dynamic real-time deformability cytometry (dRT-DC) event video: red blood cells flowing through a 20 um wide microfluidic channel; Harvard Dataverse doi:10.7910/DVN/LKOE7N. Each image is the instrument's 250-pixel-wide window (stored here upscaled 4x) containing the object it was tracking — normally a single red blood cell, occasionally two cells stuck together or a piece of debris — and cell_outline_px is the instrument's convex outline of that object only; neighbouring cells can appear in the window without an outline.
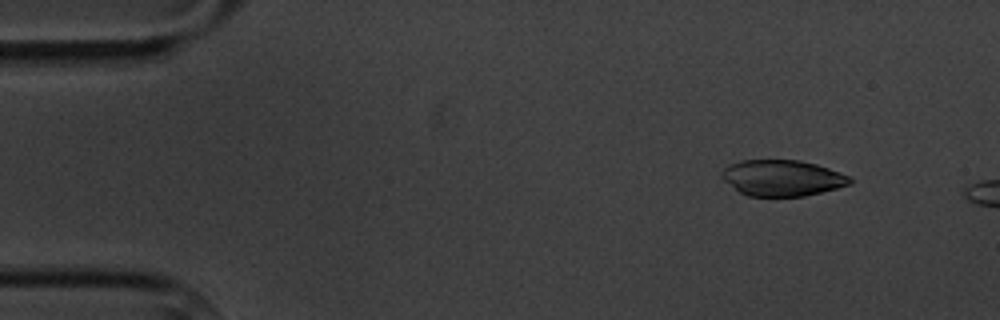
{"species": "common noctule bat (a hibernating species)", "species_latin": "Nyctalus noctula", "temperature_condition": "cold", "stored_images_in_passage": 4, "camera_frame_rate_fps": 3000, "um_per_image_px": 0.085, "animal": {"sex": "male", "body_mass_g": 20.1, "forearm_length_mm": 53.5}, "frame": {"image": 1, "passage_image": 2, "time_ms": 1.333, "image_size_px": [1000, 320], "cell_outline_px": [[852, 180], [848, 184], [836, 188], [804, 196], [748, 196], [740, 192], [724, 180], [720, 176], [720, 172], [728, 164], [740, 160], [800, 160], [816, 164], [840, 172], [848, 176]], "centroid_in_image_um": [66.44, 15.11], "position_along_channel_um": 18.6, "area_um2": 26.76}}